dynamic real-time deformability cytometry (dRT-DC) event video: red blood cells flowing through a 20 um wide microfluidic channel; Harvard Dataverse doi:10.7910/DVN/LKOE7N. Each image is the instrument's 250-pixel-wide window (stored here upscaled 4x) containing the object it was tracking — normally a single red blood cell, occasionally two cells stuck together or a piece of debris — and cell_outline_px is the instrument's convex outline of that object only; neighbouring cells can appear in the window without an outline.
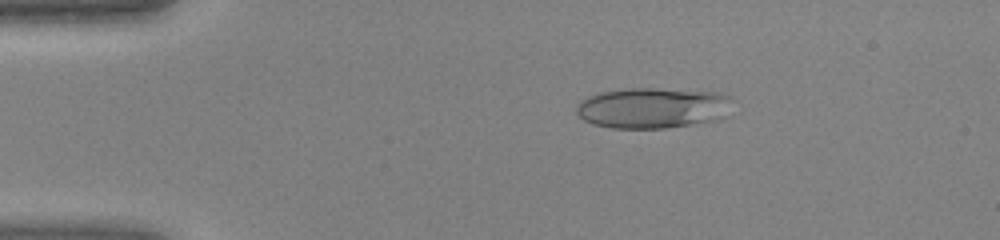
{"species": "human", "species_latin": "Homo sapiens", "temperature_condition": "warm", "stored_images_in_passage": 44, "camera_frame_rate_fps": 3000, "um_per_image_px": 0.085, "donor": {"sex": "female"}, "frame": {"image": 1, "passage_image": 8, "time_ms": 2.333, "image_size_px": [1000, 240], "cell_outline_px": [[736, 100], [732, 116], [720, 120], [664, 128], [612, 128], [592, 124], [584, 120], [576, 112], [576, 108], [580, 100], [588, 96], [600, 92], [628, 88], [652, 88], [716, 92], [732, 96]], "centroid_in_image_um": [55.62, 9.17], "position_along_channel_um": 29.4, "area_um2": 37.97}}
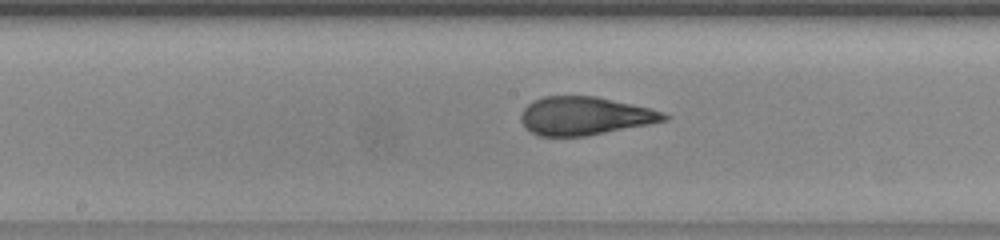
{"frame": {"image": 2, "passage_image": 23, "time_ms": 7.333, "image_size_px": [1000, 240], "cell_outline_px": [[672, 116], [668, 120], [648, 124], [584, 136], [540, 136], [532, 132], [520, 120], [520, 116], [524, 108], [532, 100], [544, 96], [596, 96], [648, 108], [664, 112]], "centroid_in_image_um": [49.7, 9.84], "position_along_channel_um": 198.5, "area_um2": 31.62}}
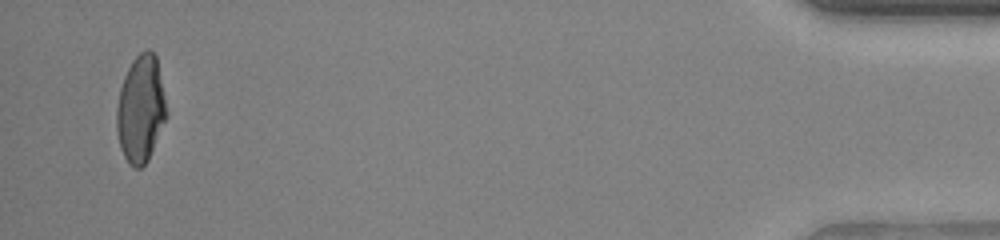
{"frame": {"image": 3, "passage_image": 43, "time_ms": 14.0, "image_size_px": [1000, 240], "cell_outline_px": [[168, 116], [148, 160], [140, 168], [132, 168], [128, 164], [120, 148], [116, 132], [116, 108], [120, 88], [124, 76], [132, 60], [140, 52], [148, 48], [156, 56], [168, 112]], "centroid_in_image_um": [11.95, 9.29], "position_along_channel_um": 423.2, "area_um2": 31.44}}